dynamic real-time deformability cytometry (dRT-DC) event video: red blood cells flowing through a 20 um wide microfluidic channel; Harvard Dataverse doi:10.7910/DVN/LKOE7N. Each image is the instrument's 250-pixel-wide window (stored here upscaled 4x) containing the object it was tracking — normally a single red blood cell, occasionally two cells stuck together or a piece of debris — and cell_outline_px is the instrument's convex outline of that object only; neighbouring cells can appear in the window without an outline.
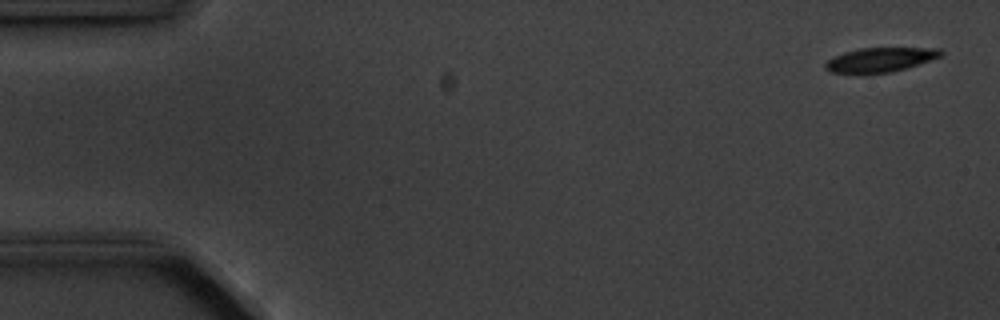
{"species": "common noctule bat (a hibernating species)", "species_latin": "Nyctalus noctula", "temperature_condition": "cold", "stored_images_in_passage": 5, "segment_of_instrument_passage": [2, 2], "camera_frame_rate_fps": 3000, "um_per_image_px": 0.085, "animal": {"sex": "male", "body_mass_g": 20.1, "forearm_length_mm": 53.5}, "frame": {"image": 1, "passage_image": 5, "time_ms": 5.667, "image_size_px": [1000, 320], "cell_outline_px": [[944, 56], [892, 72], [832, 72], [824, 68], [824, 64], [828, 60], [844, 52], [860, 48], [940, 48], [944, 52]], "centroid_in_image_um": [74.89, 5.05], "position_along_channel_um": 10.1, "area_um2": 16.07}}